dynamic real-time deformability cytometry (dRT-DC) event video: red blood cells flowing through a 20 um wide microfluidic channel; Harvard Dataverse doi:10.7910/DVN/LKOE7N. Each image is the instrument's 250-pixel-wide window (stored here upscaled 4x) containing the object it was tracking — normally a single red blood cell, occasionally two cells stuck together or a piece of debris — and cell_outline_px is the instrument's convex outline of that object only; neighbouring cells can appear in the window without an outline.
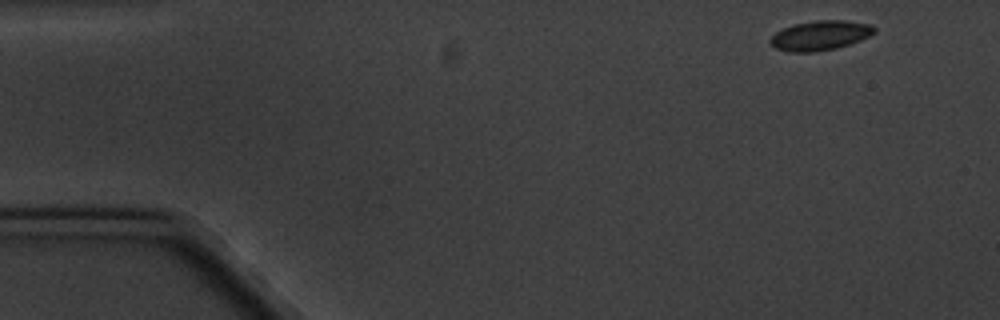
{"species": "common noctule bat (a hibernating species)", "species_latin": "Nyctalus noctula", "temperature_condition": "cold", "stored_images_in_passage": 10, "camera_frame_rate_fps": 3000, "um_per_image_px": 0.085, "animal": {"sex": "male", "body_mass_g": 20.1, "forearm_length_mm": 53.5}, "frame": {"image": 1, "passage_image": 1, "time_ms": 0.0, "image_size_px": [1000, 320], "cell_outline_px": [[876, 32], [860, 40], [836, 48], [816, 52], [788, 52], [776, 48], [768, 40], [776, 32], [792, 24], [816, 20], [844, 20], [872, 24], [876, 28]], "centroid_in_image_um": [69.72, 3.01], "position_along_channel_um": 15.3, "area_um2": 18.03}}
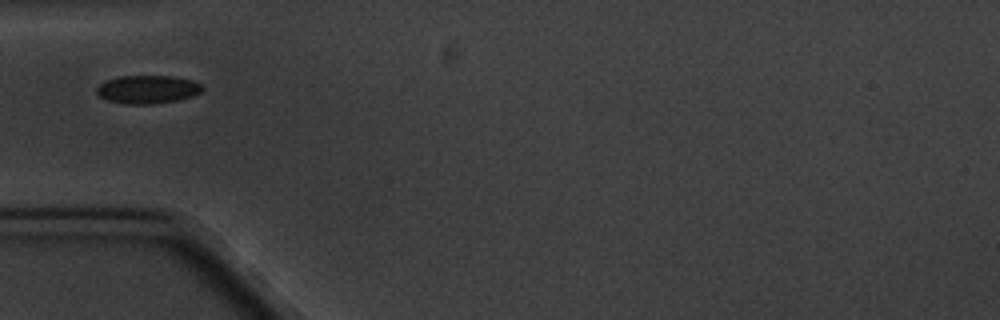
{"frame": {"image": 2, "passage_image": 5, "time_ms": 4.667, "image_size_px": [1000, 320], "cell_outline_px": [[204, 88], [200, 92], [192, 96], [180, 100], [152, 104], [124, 104], [108, 100], [100, 96], [96, 92], [96, 88], [104, 80], [116, 76], [176, 76], [192, 80], [200, 84]], "centroid_in_image_um": [12.53, 7.59], "position_along_channel_um": 72.5, "area_um2": 17.57}}
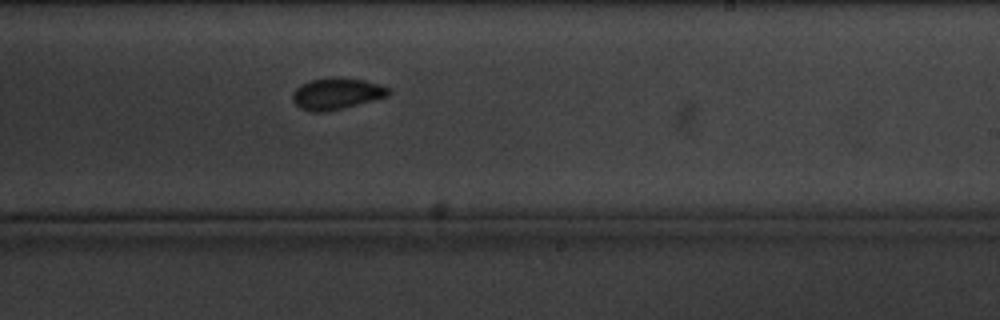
{"frame": {"image": 3, "passage_image": 10, "time_ms": 10.333, "image_size_px": [1000, 320], "cell_outline_px": [[392, 92], [388, 96], [344, 108], [328, 112], [308, 112], [300, 108], [292, 100], [292, 92], [300, 84], [308, 80], [324, 76], [344, 76], [364, 80], [380, 84], [392, 88]], "centroid_in_image_um": [28.6, 7.93], "position_along_channel_um": 260.4, "area_um2": 18.38}}